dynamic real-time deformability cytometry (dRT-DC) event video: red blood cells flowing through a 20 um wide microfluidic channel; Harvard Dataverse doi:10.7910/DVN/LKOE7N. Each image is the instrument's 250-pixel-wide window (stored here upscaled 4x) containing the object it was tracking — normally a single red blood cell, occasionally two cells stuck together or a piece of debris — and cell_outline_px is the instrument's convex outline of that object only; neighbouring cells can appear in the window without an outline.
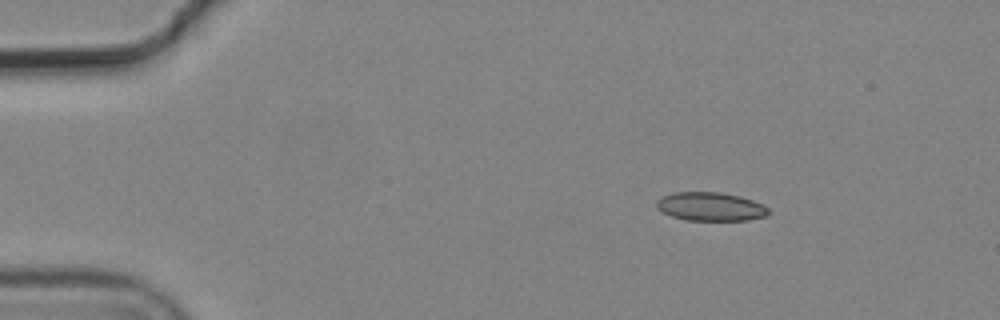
{"species": "common noctule bat (a hibernating species)", "species_latin": "Nyctalus noctula", "temperature_condition": "cold", "stored_images_in_passage": 6, "camera_frame_rate_fps": 3000, "um_per_image_px": 0.085, "animal": {"sex": "male", "body_mass_g": 19.2, "forearm_length_mm": 51.8}, "frame": {"image": 1, "passage_image": 1, "time_ms": 0.0, "image_size_px": [1000, 320], "cell_outline_px": [[768, 212], [764, 216], [748, 220], [684, 220], [672, 216], [656, 208], [656, 200], [664, 196], [676, 192], [720, 192], [740, 196], [764, 204], [768, 208]], "centroid_in_image_um": [60.39, 17.56], "position_along_channel_um": 24.6, "area_um2": 18.55}}
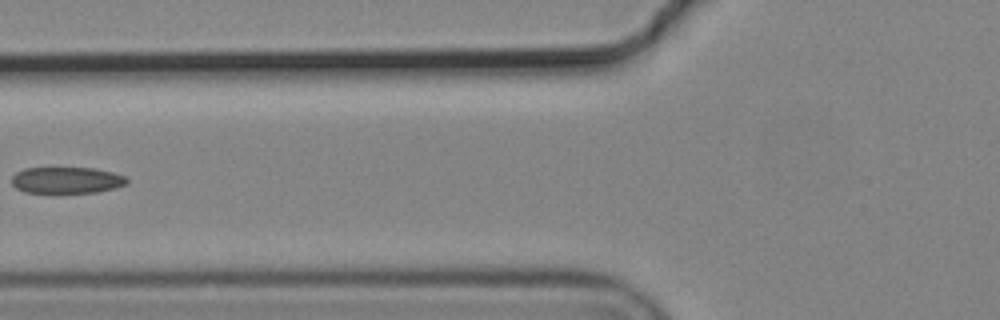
{"frame": {"image": 2, "passage_image": 5, "time_ms": 1.333, "image_size_px": [1000, 320], "cell_outline_px": [[128, 184], [96, 192], [24, 192], [16, 188], [12, 184], [12, 176], [16, 172], [24, 168], [92, 168], [112, 172], [124, 176], [128, 180]], "centroid_in_image_um": [5.64, 15.31], "position_along_channel_um": 120.2, "area_um2": 17.51}}
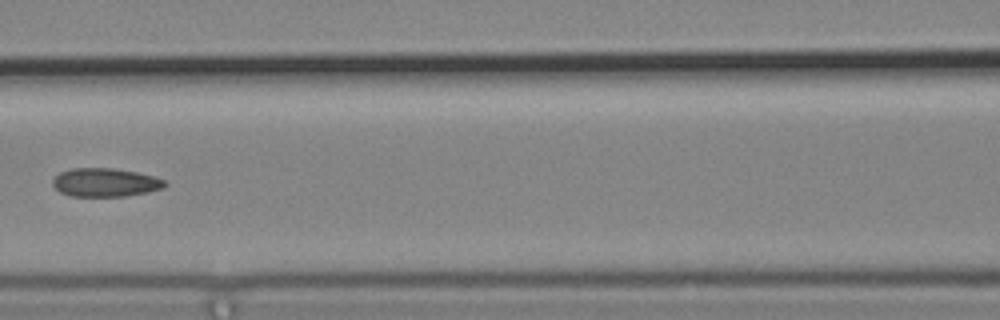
{"frame": {"image": 3, "passage_image": 6, "time_ms": 1.667, "image_size_px": [1000, 320], "cell_outline_px": [[168, 184], [164, 188], [148, 192], [124, 196], [68, 196], [60, 192], [52, 184], [52, 180], [60, 172], [72, 168], [112, 168], [136, 172], [156, 176], [164, 180]], "centroid_in_image_um": [8.96, 15.51], "position_along_channel_um": 157.6, "area_um2": 18.73}}